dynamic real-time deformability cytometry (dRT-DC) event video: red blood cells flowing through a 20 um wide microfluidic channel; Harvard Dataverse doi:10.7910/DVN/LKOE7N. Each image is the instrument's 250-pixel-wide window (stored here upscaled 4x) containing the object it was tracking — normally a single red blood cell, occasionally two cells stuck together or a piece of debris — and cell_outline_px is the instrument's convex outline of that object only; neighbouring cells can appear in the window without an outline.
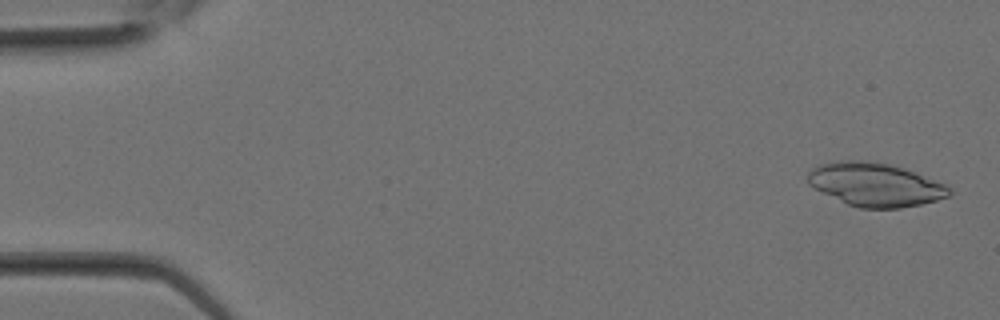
{"species": "Egyptian fruit bat (a non-hibernating species)", "species_latin": "Rousettus aegyptiacus", "temperature_condition": "room temperature", "stored_images_in_passage": 12, "camera_frame_rate_fps": 3000, "um_per_image_px": 0.085, "animal": {"sex": "female"}, "frame": {"image": 1, "passage_image": 1, "time_ms": 0.0, "image_size_px": [1000, 320], "cell_outline_px": [[952, 192], [948, 196], [936, 200], [920, 204], [900, 208], [860, 208], [848, 204], [812, 188], [808, 184], [808, 172], [812, 168], [820, 164], [840, 160], [860, 160], [892, 164], [904, 168], [944, 184]], "centroid_in_image_um": [74.35, 15.68], "position_along_channel_um": 10.7, "area_um2": 35.6}}